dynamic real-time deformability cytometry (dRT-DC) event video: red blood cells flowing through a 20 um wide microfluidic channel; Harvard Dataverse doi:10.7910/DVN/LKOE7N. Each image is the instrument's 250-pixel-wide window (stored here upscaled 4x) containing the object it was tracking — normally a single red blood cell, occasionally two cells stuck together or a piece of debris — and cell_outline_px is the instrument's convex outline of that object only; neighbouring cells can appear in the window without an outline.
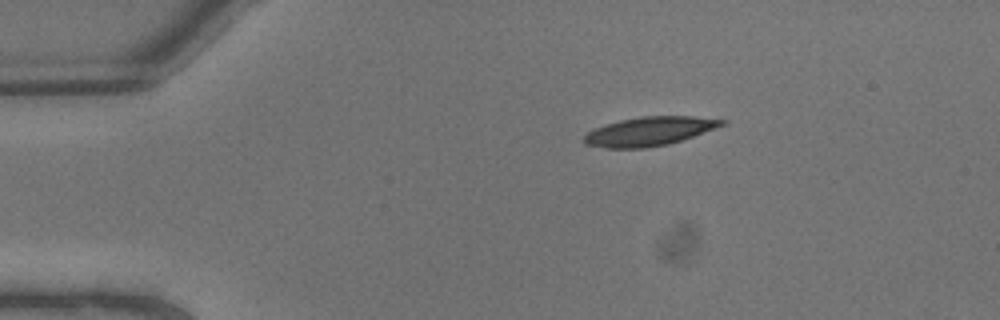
{"species": "common noctule bat (a hibernating species)", "species_latin": "Nyctalus noctula", "temperature_condition": "warm", "stored_images_in_passage": 6, "camera_frame_rate_fps": 3000, "um_per_image_px": 0.085, "animal": {"sex": "male", "body_mass_g": 13.3}, "frame": {"image": 1, "passage_image": 1, "time_ms": 0.0, "image_size_px": [1000, 320], "cell_outline_px": [[728, 120], [724, 124], [692, 136], [668, 144], [644, 148], [608, 148], [584, 144], [580, 140], [588, 132], [596, 128], [620, 120], [640, 116], [692, 116]], "centroid_in_image_um": [55.15, 11.16], "position_along_channel_um": 29.9, "area_um2": 22.89}}
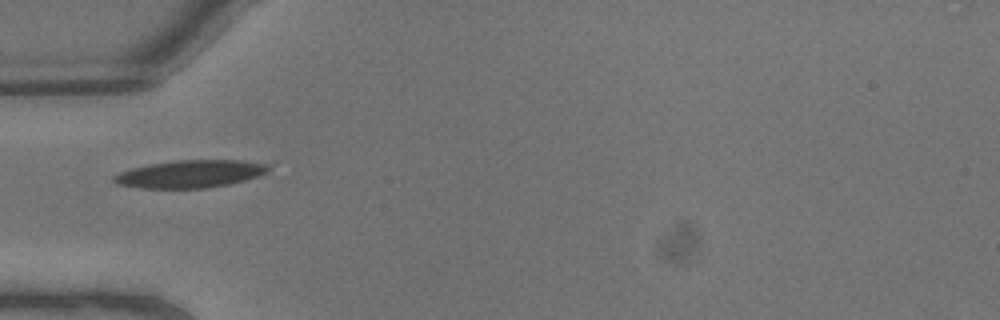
{"frame": {"image": 2, "passage_image": 4, "time_ms": 1.0, "image_size_px": [1000, 320], "cell_outline_px": [[272, 164], [268, 172], [244, 180], [228, 184], [208, 188], [140, 188], [116, 184], [112, 180], [112, 176], [120, 172], [132, 168], [148, 164], [176, 160], [240, 160]], "centroid_in_image_um": [16.16, 14.78], "position_along_channel_um": 68.8, "area_um2": 24.97}}
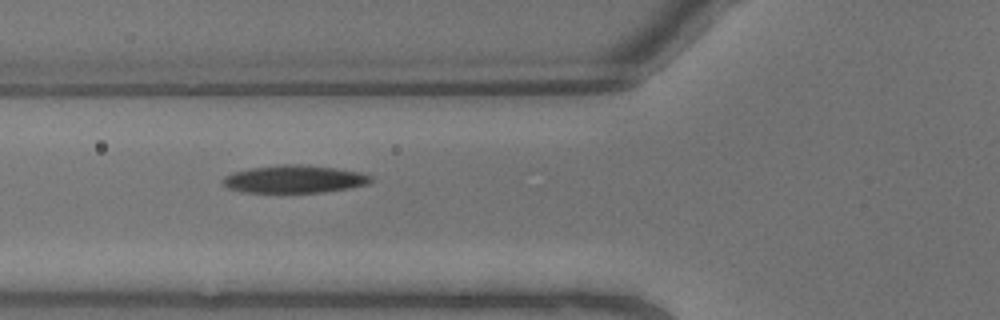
{"frame": {"image": 3, "passage_image": 5, "time_ms": 1.333, "image_size_px": [1000, 320], "cell_outline_px": [[376, 180], [368, 184], [348, 188], [324, 192], [244, 192], [228, 188], [224, 184], [224, 176], [232, 172], [252, 168], [284, 164], [296, 164], [336, 168], [360, 172], [372, 176]], "centroid_in_image_um": [25.07, 15.22], "position_along_channel_um": 100.7, "area_um2": 23.76}}